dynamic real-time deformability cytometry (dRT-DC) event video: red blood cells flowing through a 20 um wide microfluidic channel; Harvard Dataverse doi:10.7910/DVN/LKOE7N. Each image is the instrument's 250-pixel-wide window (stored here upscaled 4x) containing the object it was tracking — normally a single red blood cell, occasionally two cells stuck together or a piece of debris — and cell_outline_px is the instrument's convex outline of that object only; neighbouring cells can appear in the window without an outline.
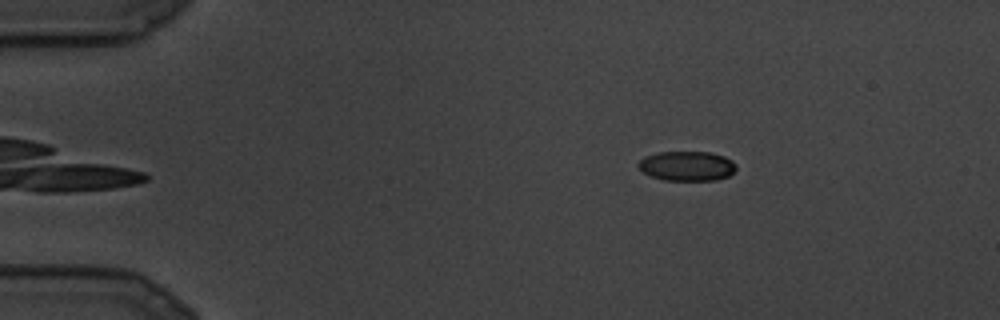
{"species": "common noctule bat (a hibernating species)", "species_latin": "Nyctalus noctula", "temperature_condition": "cold", "stored_images_in_passage": 7, "camera_frame_rate_fps": 3000, "um_per_image_px": 0.085, "animal": {"sex": "male", "body_mass_g": 19.5, "forearm_length_mm": 54.6}, "frame": {"image": 1, "passage_image": 1, "time_ms": 0.0, "image_size_px": [1000, 320], "cell_outline_px": [[736, 168], [728, 176], [716, 180], [664, 180], [652, 176], [644, 172], [636, 164], [644, 156], [656, 152], [712, 152], [724, 156], [732, 160], [736, 164]], "centroid_in_image_um": [58.39, 14.1], "position_along_channel_um": 26.6, "area_um2": 16.94}}
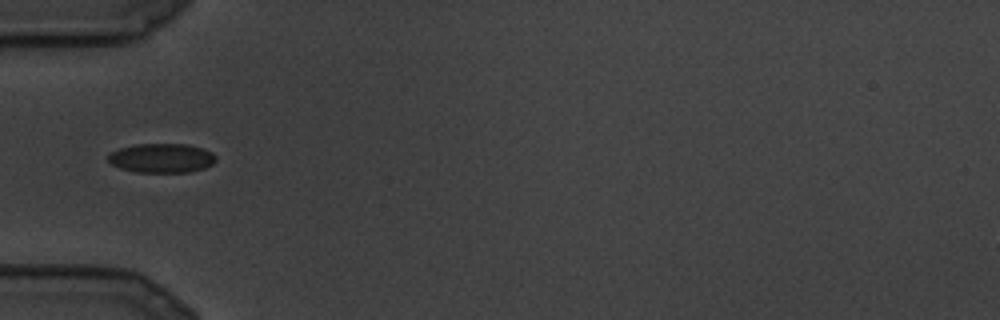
{"frame": {"image": 2, "passage_image": 6, "time_ms": 1.667, "image_size_px": [1000, 320], "cell_outline_px": [[216, 160], [212, 164], [204, 168], [192, 172], [136, 172], [120, 168], [112, 164], [108, 160], [108, 152], [120, 148], [136, 144], [188, 144], [204, 148], [212, 152], [216, 156]], "centroid_in_image_um": [13.75, 13.43], "position_along_channel_um": 71.2, "area_um2": 18.55}}